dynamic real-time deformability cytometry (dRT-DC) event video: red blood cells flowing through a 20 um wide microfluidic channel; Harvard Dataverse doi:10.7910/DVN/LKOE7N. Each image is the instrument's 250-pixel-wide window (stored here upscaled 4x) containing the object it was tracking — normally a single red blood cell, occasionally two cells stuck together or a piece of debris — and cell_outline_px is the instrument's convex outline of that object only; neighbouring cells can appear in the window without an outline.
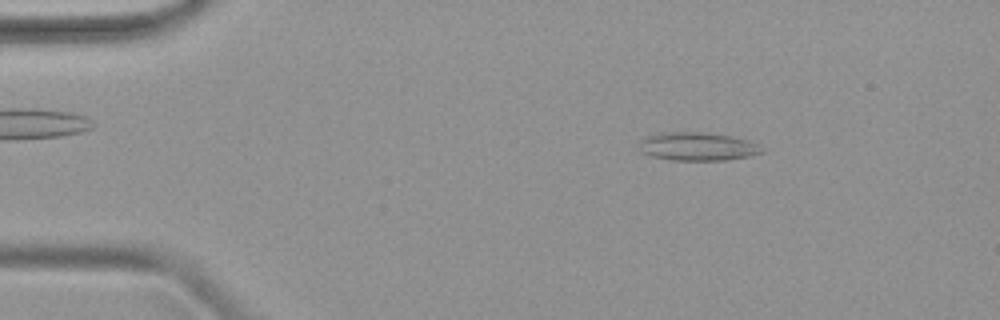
{"species": "common noctule bat (a hibernating species)", "species_latin": "Nyctalus noctula", "temperature_condition": "warm", "stored_images_in_passage": 47, "camera_frame_rate_fps": 3000, "um_per_image_px": 0.085, "animal": {"sex": "female", "body_mass_g": 19.9}, "frame": {"image": 1, "passage_image": 7, "time_ms": 2.0, "image_size_px": [1000, 320], "cell_outline_px": [[764, 152], [752, 156], [728, 160], [668, 160], [652, 156], [640, 152], [636, 148], [640, 140], [644, 136], [660, 132], [700, 132], [732, 136], [748, 140], [760, 144]], "centroid_in_image_um": [59.25, 12.45], "position_along_channel_um": 25.7, "area_um2": 20.75}}
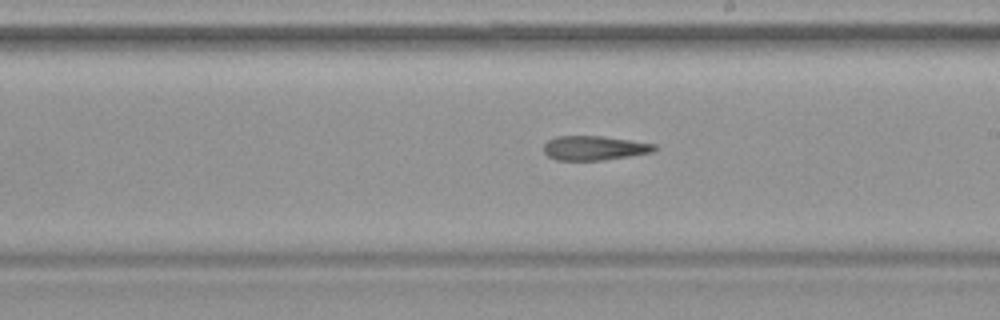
{"frame": {"image": 2, "passage_image": 27, "time_ms": 8.667, "image_size_px": [1000, 320], "cell_outline_px": [[660, 148], [652, 152], [604, 160], [556, 160], [548, 156], [544, 152], [544, 144], [548, 140], [556, 136], [604, 136], [656, 144]], "centroid_in_image_um": [50.53, 12.58], "position_along_channel_um": 238.5, "area_um2": 15.78}}
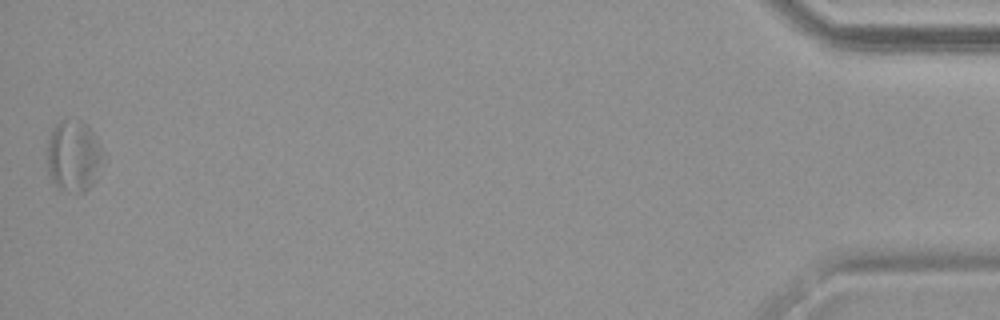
{"frame": {"image": 3, "passage_image": 47, "time_ms": 15.333, "image_size_px": [1000, 320], "cell_outline_px": [[108, 156], [96, 180], [84, 192], [76, 192], [56, 188], [48, 172], [48, 140], [52, 128], [60, 120], [80, 120], [88, 124]], "centroid_in_image_um": [6.33, 13.25], "position_along_channel_um": 428.9, "area_um2": 23.99}}